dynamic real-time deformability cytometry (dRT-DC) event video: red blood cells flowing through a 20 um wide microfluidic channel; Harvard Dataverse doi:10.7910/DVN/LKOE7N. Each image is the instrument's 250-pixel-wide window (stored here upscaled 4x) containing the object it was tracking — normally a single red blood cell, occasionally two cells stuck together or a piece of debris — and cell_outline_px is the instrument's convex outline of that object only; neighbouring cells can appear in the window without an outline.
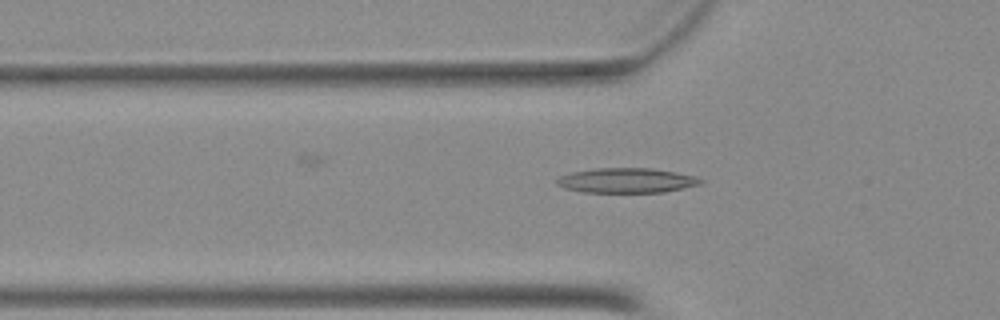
{"species": "Egyptian fruit bat (a non-hibernating species)", "species_latin": "Rousettus aegyptiacus", "temperature_condition": "warm", "stored_images_in_passage": 14, "camera_frame_rate_fps": 3000, "um_per_image_px": 0.085, "animal": {"sex": "female"}, "frame": {"image": 1, "passage_image": 2, "time_ms": 0.333, "image_size_px": [1000, 320], "cell_outline_px": [[704, 180], [700, 184], [664, 192], [584, 192], [564, 188], [556, 184], [556, 180], [560, 176], [572, 172], [596, 168], [652, 168], [676, 172], [696, 176]], "centroid_in_image_um": [53.26, 15.33], "position_along_channel_um": 72.5, "area_um2": 20.75}}
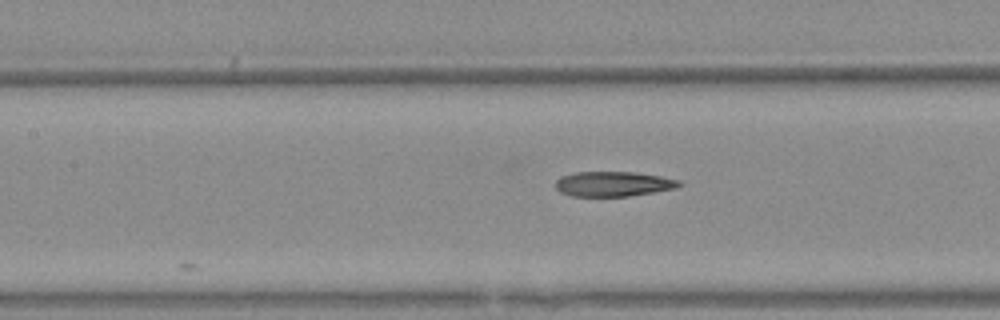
{"frame": {"image": 2, "passage_image": 8, "time_ms": 2.333, "image_size_px": [1000, 320], "cell_outline_px": [[680, 184], [676, 188], [628, 196], [572, 196], [560, 192], [556, 188], [556, 180], [560, 176], [576, 172], [636, 172], [660, 176], [680, 180]], "centroid_in_image_um": [52.1, 15.63], "position_along_channel_um": 155.3, "area_um2": 17.86}}
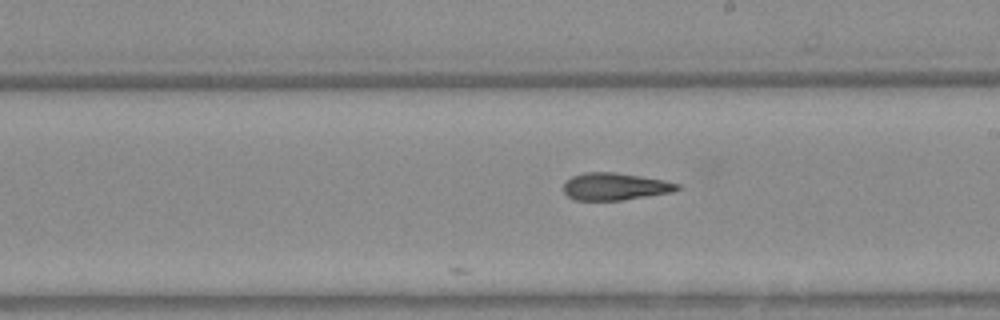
{"frame": {"image": 3, "passage_image": 14, "time_ms": 4.333, "image_size_px": [1000, 320], "cell_outline_px": [[680, 188], [672, 192], [620, 200], [576, 200], [568, 196], [564, 192], [564, 184], [572, 176], [584, 172], [612, 172], [640, 176], [664, 180], [680, 184]], "centroid_in_image_um": [52.27, 15.85], "position_along_channel_um": 236.7, "area_um2": 17.86}}